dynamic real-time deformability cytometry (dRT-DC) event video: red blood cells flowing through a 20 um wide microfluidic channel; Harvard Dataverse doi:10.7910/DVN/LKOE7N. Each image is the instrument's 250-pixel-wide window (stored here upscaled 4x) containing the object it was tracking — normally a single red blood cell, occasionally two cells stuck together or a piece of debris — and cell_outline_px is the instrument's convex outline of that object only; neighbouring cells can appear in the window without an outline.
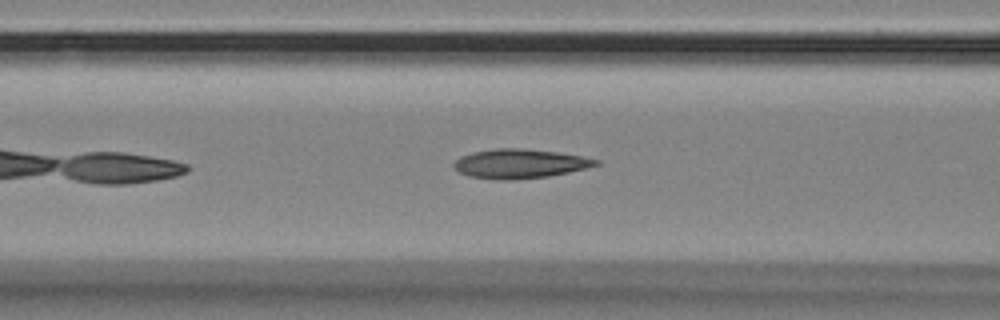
{"species": "Egyptian fruit bat (a non-hibernating species)", "species_latin": "Rousettus aegyptiacus", "temperature_condition": "room temperature", "stored_images_in_passage": 28, "camera_frame_rate_fps": 3000, "um_per_image_px": 0.085, "animal": {"sex": "female"}, "frame": {"image": 1, "passage_image": 9, "time_ms": 2.667, "image_size_px": [1000, 320], "cell_outline_px": [[600, 164], [568, 172], [548, 176], [508, 180], [496, 180], [468, 176], [460, 172], [452, 164], [460, 156], [472, 152], [496, 148], [520, 148], [556, 152], [580, 156], [600, 160]], "centroid_in_image_um": [44.14, 13.91], "position_along_channel_um": 122.5, "area_um2": 23.99}}
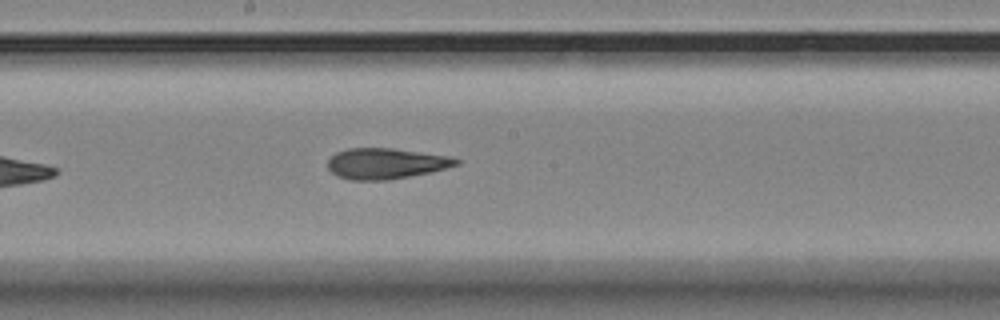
{"frame": {"image": 2, "passage_image": 17, "time_ms": 5.333, "image_size_px": [1000, 320], "cell_outline_px": [[460, 164], [432, 172], [388, 180], [348, 180], [336, 176], [328, 168], [328, 160], [336, 152], [348, 148], [392, 148], [448, 156], [460, 160]], "centroid_in_image_um": [32.78, 13.9], "position_along_channel_um": 215.4, "area_um2": 23.06}}
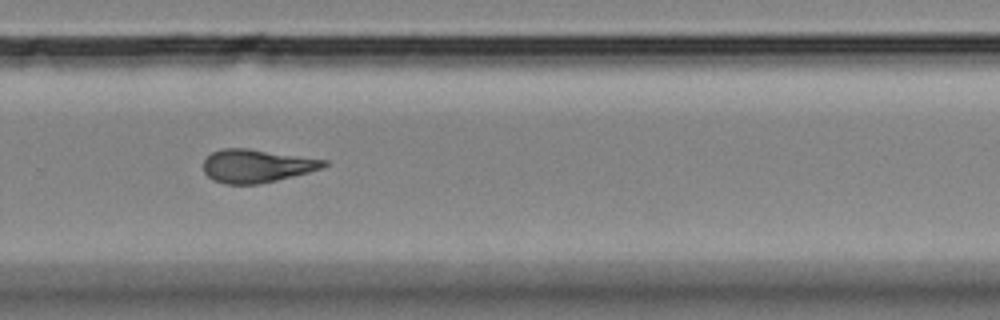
{"frame": {"image": 3, "passage_image": 25, "time_ms": 8.0, "image_size_px": [1000, 320], "cell_outline_px": [[328, 164], [320, 168], [308, 172], [260, 184], [224, 184], [212, 180], [204, 172], [204, 160], [212, 152], [224, 148], [248, 148], [328, 160]], "centroid_in_image_um": [21.79, 14.1], "position_along_channel_um": 308.0, "area_um2": 23.18}}